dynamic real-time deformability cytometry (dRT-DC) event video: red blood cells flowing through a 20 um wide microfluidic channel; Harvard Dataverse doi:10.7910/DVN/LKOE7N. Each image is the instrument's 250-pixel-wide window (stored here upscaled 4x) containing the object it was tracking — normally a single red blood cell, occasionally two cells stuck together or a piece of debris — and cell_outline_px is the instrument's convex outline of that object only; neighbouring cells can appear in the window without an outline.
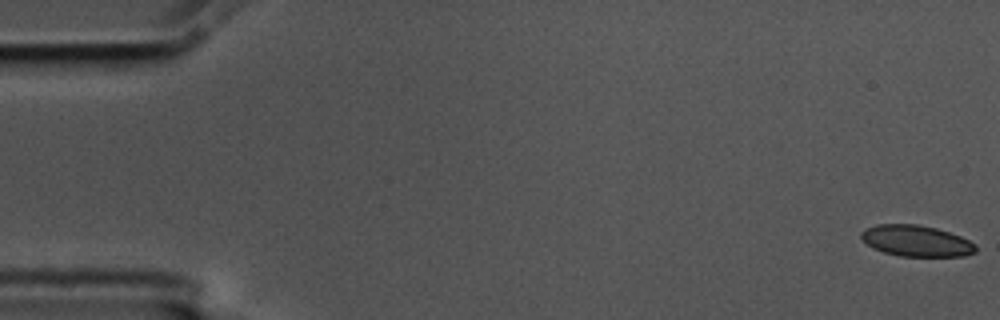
{"species": "common noctule bat (a hibernating species)", "species_latin": "Nyctalus noctula", "temperature_condition": "cold", "stored_images_in_passage": 17, "camera_frame_rate_fps": 3000, "um_per_image_px": 0.085, "animal": {"sex": "male", "body_mass_g": 17.5, "forearm_length_mm": 52.3}, "frame": {"image": 1, "passage_image": 1, "time_ms": 0.0, "image_size_px": [1000, 320], "cell_outline_px": [[976, 252], [964, 256], [900, 256], [884, 252], [872, 248], [860, 236], [860, 232], [864, 228], [876, 224], [916, 224], [936, 228], [960, 236], [976, 244]], "centroid_in_image_um": [77.87, 20.47], "position_along_channel_um": 7.1, "area_um2": 20.81}}